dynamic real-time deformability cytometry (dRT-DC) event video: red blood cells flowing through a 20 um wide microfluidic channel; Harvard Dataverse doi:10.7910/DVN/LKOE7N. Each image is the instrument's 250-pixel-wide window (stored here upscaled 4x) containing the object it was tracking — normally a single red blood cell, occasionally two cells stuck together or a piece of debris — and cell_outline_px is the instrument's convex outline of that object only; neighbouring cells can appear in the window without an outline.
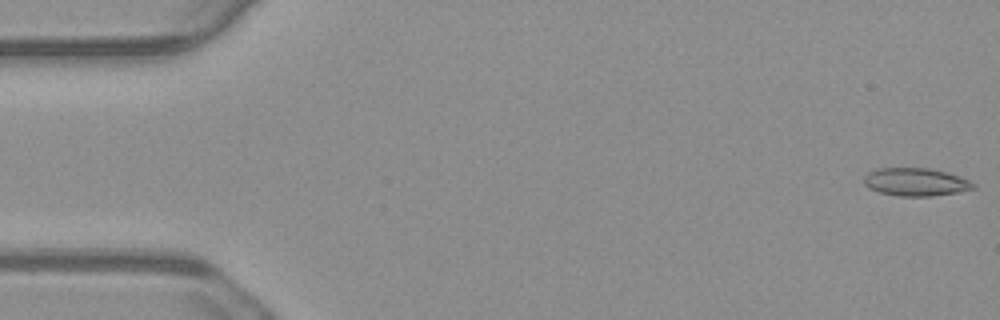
{"species": "common noctule bat (a hibernating species)", "species_latin": "Nyctalus noctula", "temperature_condition": "warm", "stored_images_in_passage": 55, "camera_frame_rate_fps": 3000, "um_per_image_px": 0.085, "animal": {"sex": "male", "body_mass_g": 23.1, "forearm_length_mm": 52.7}, "frame": {"image": 1, "passage_image": 1, "time_ms": 0.0, "image_size_px": [1000, 320], "cell_outline_px": [[976, 188], [956, 192], [932, 196], [900, 196], [880, 192], [868, 188], [864, 184], [864, 176], [868, 172], [876, 168], [928, 168], [944, 172], [968, 180], [976, 184]], "centroid_in_image_um": [77.79, 15.47], "position_along_channel_um": 7.2, "area_um2": 17.63}}
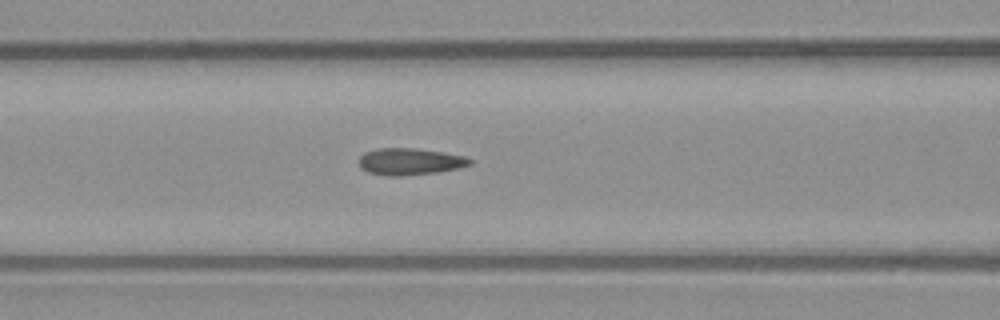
{"frame": {"image": 2, "passage_image": 22, "time_ms": 7.0, "image_size_px": [1000, 320], "cell_outline_px": [[472, 164], [456, 168], [436, 172], [400, 176], [384, 176], [368, 172], [360, 168], [360, 156], [364, 152], [380, 148], [416, 148], [464, 156], [472, 160]], "centroid_in_image_um": [34.8, 13.73], "position_along_channel_um": 131.8, "area_um2": 17.17}}
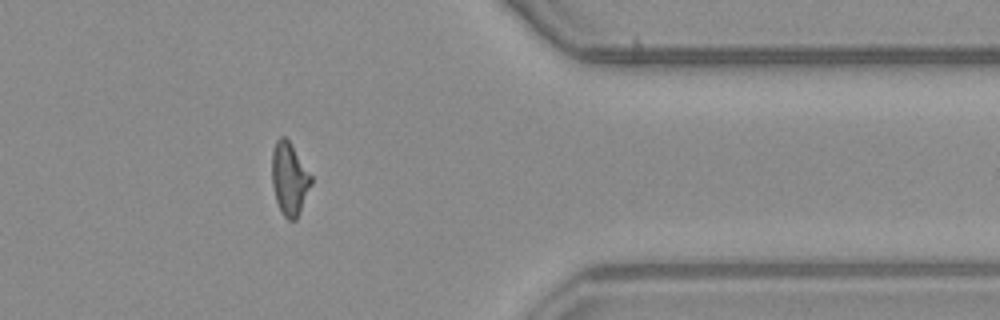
{"frame": {"image": 3, "passage_image": 44, "time_ms": 14.333, "image_size_px": [1000, 320], "cell_outline_px": [[312, 184], [300, 212], [296, 220], [288, 220], [284, 216], [276, 200], [272, 184], [272, 152], [276, 140], [280, 136], [284, 136], [288, 140], [312, 176]], "centroid_in_image_um": [24.6, 15.2], "position_along_channel_um": 386.8, "area_um2": 16.47}, "authors_computed_cell_mechanics": {"area_um2": 16.9354, "velocity_mm_per_s": 3.76, "shape_relaxation_time_tau1_ms": null, "shape_relaxation_time_tau2_ms": 1.3184, "deformation_change_tau1": null, "deformation_change_tau2": 0.0945}}